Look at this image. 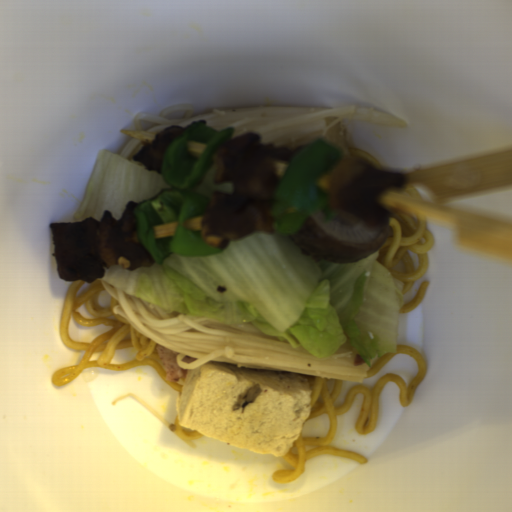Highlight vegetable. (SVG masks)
<instances>
[{
	"instance_id": "vegetable-2",
	"label": "vegetable",
	"mask_w": 512,
	"mask_h": 512,
	"mask_svg": "<svg viewBox=\"0 0 512 512\" xmlns=\"http://www.w3.org/2000/svg\"><path fill=\"white\" fill-rule=\"evenodd\" d=\"M343 151L326 138L309 143L291 162L281 178L270 207L273 229L290 236L303 229L311 214L322 213L329 223L337 217L319 181L342 160Z\"/></svg>"
},
{
	"instance_id": "vegetable-1",
	"label": "vegetable",
	"mask_w": 512,
	"mask_h": 512,
	"mask_svg": "<svg viewBox=\"0 0 512 512\" xmlns=\"http://www.w3.org/2000/svg\"><path fill=\"white\" fill-rule=\"evenodd\" d=\"M234 134L233 127L217 129L194 122L166 148L161 172L170 188L133 208L138 236L156 265L168 255L202 258L224 251L201 238V221L210 199L190 188L216 163L215 152Z\"/></svg>"
}]
</instances>
